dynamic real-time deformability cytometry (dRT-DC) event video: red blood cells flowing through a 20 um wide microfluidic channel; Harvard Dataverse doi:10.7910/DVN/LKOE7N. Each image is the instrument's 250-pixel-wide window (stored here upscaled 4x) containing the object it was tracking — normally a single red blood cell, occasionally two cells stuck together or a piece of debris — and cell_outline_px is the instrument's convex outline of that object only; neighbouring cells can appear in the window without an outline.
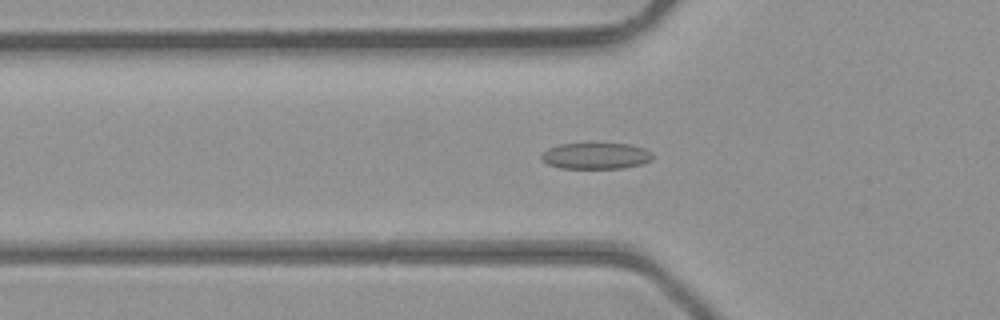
{"species": "common noctule bat (a hibernating species)", "species_latin": "Nyctalus noctula", "temperature_condition": "room temperature", "stored_images_in_passage": 46, "camera_frame_rate_fps": 3000, "um_per_image_px": 0.085, "animal": {"sex": "male", "body_mass_g": 23.1, "forearm_length_mm": 52.7}, "frame": {"image": 1, "passage_image": 15, "time_ms": 4.667, "image_size_px": [1000, 320], "cell_outline_px": [[652, 160], [640, 164], [624, 168], [560, 168], [548, 164], [540, 160], [540, 156], [548, 148], [560, 144], [632, 144], [644, 148], [652, 152]], "centroid_in_image_um": [50.64, 13.25], "position_along_channel_um": 75.2, "area_um2": 16.99}}
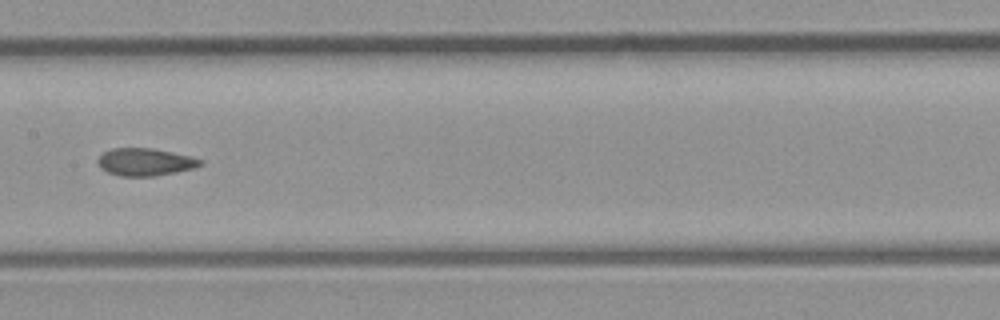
{"frame": {"image": 2, "passage_image": 23, "time_ms": 7.333, "image_size_px": [1000, 320], "cell_outline_px": [[204, 164], [192, 168], [176, 172], [152, 176], [120, 176], [108, 172], [100, 168], [96, 160], [104, 152], [112, 148], [152, 148], [192, 156], [204, 160]], "centroid_in_image_um": [12.35, 13.76], "position_along_channel_um": 195.1, "area_um2": 16.47}}
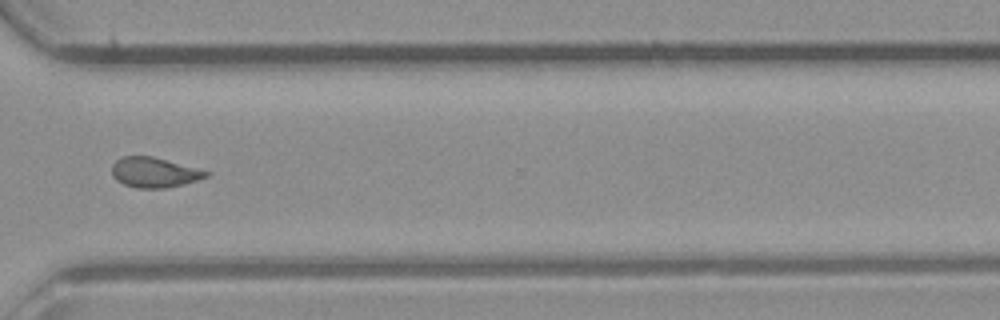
{"frame": {"image": 3, "passage_image": 34, "time_ms": 11.0, "image_size_px": [1000, 320], "cell_outline_px": [[212, 172], [208, 176], [184, 184], [168, 188], [136, 188], [124, 184], [116, 180], [112, 176], [112, 164], [116, 160], [124, 156], [152, 156]], "centroid_in_image_um": [13.1, 14.66], "position_along_channel_um": 357.5, "area_um2": 16.53}, "authors_computed_cell_mechanics": {"area_um2": 16.7909, "velocity_mm_per_s": 4.4389, "shape_relaxation_time_tau1_ms": 7.6458, "shape_relaxation_time_tau2_ms": 1.5642, "deformation_change_tau1": 0.1454, "deformation_change_tau2": 0.0882}}